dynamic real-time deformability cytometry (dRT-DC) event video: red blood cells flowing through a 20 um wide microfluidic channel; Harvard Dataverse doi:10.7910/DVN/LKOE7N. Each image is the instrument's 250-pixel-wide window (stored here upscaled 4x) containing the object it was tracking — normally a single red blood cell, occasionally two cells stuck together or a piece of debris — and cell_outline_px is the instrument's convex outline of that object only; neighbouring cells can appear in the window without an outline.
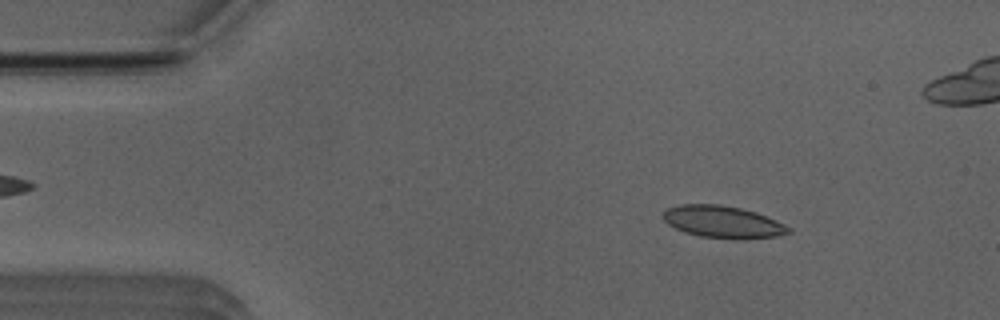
{"species": "Egyptian fruit bat (a non-hibernating species)", "species_latin": "Rousettus aegyptiacus", "temperature_condition": "room temperature", "stored_images_in_passage": 51, "camera_frame_rate_fps": 3000, "um_per_image_px": 0.085, "animal": {"sex": "male"}, "frame": {"image": 1, "passage_image": 6, "time_ms": 1.667, "image_size_px": [1000, 320], "cell_outline_px": [[792, 232], [776, 236], [744, 240], [736, 240], [700, 236], [684, 232], [668, 224], [664, 220], [664, 212], [668, 208], [680, 204], [720, 204], [740, 208], [756, 212], [776, 220], [792, 228]], "centroid_in_image_um": [61.48, 18.87], "position_along_channel_um": 23.5, "area_um2": 23.64}}
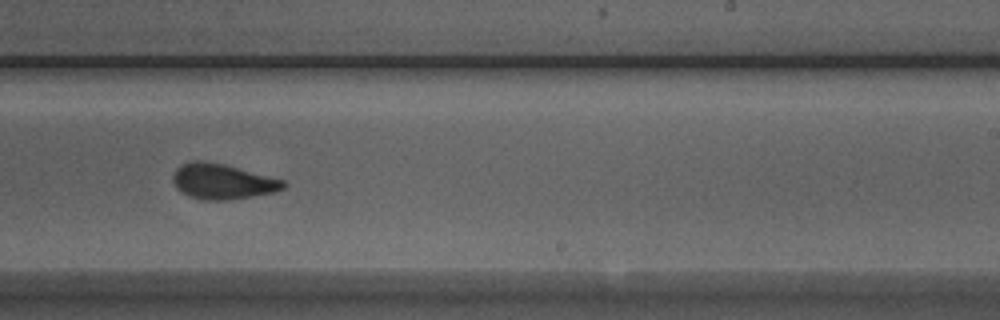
{"frame": {"image": 2, "passage_image": 30, "time_ms": 9.667, "image_size_px": [1000, 320], "cell_outline_px": [[288, 184], [284, 188], [276, 192], [228, 200], [204, 200], [188, 196], [180, 192], [176, 188], [172, 180], [172, 176], [176, 168], [180, 164], [192, 160], [200, 160], [224, 164], [284, 180]], "centroid_in_image_um": [18.88, 15.42], "position_along_channel_um": 270.1, "area_um2": 22.95}}
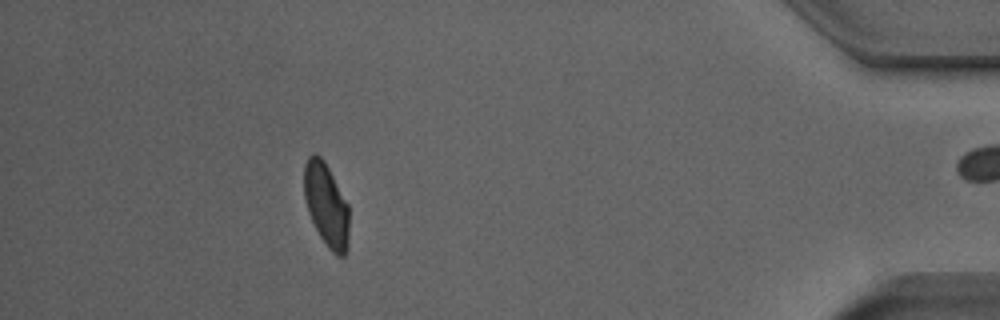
{"frame": {"image": 3, "passage_image": 45, "time_ms": 14.667, "image_size_px": [1000, 320], "cell_outline_px": [[348, 248], [344, 256], [336, 256], [328, 248], [320, 236], [308, 212], [304, 196], [304, 164], [308, 156], [312, 152], [316, 152], [324, 160], [348, 204]], "centroid_in_image_um": [27.72, 17.39], "position_along_channel_um": 407.5, "area_um2": 21.91}, "authors_computed_cell_mechanics": {"area_um2": 22.7732, "velocity_mm_per_s": 3.9244, "shape_relaxation_time_tau1_ms": 6.135, "shape_relaxation_time_tau2_ms": 0.9496, "deformation_change_tau1": 0.136, "deformation_change_tau2": 0.0592}}